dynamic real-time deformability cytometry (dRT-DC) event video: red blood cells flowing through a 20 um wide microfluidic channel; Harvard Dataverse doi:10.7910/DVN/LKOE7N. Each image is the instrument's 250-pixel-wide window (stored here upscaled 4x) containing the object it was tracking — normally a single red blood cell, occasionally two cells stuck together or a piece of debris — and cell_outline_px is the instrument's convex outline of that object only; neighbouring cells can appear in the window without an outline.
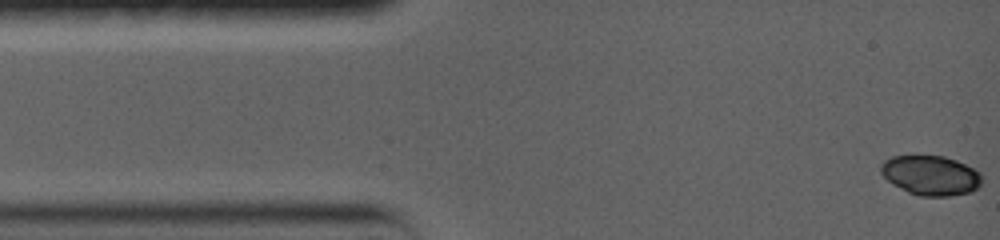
{"species": "common noctule bat (a hibernating species)", "species_latin": "Nyctalus noctula", "temperature_condition": "warm", "stored_images_in_passage": 52, "camera_frame_rate_fps": 5000, "um_per_image_px": 0.085, "animal": {"sex": "female", "body_mass_g": 19.0, "forearm_length_mm": 56.7}, "frame": {"image": 1, "passage_image": 1, "time_ms": 0.0, "image_size_px": [1000, 240], "cell_outline_px": [[980, 184], [976, 188], [968, 192], [952, 196], [920, 196], [908, 192], [892, 184], [880, 172], [880, 164], [884, 160], [892, 156], [944, 156], [956, 160], [980, 172]], "centroid_in_image_um": [79.07, 14.9], "position_along_channel_um": 5.9, "area_um2": 23.18}}
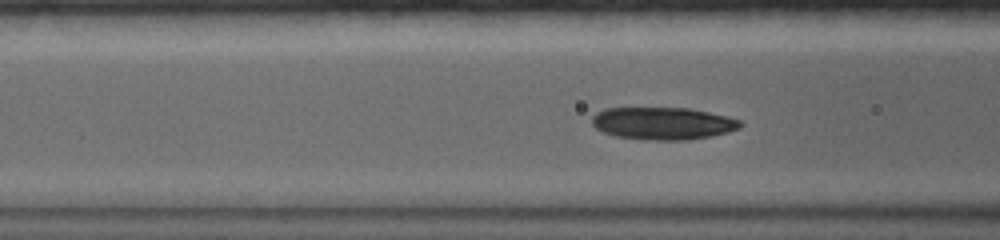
{"frame": {"image": 2, "passage_image": 22, "time_ms": 5.2, "image_size_px": [1000, 240], "cell_outline_px": [[744, 124], [740, 128], [728, 132], [712, 136], [688, 140], [652, 140], [616, 136], [604, 132], [596, 128], [592, 124], [592, 116], [596, 112], [604, 108], [688, 108], [728, 116], [740, 120]], "centroid_in_image_um": [56.37, 10.48], "position_along_channel_um": 110.2, "area_um2": 28.09}}
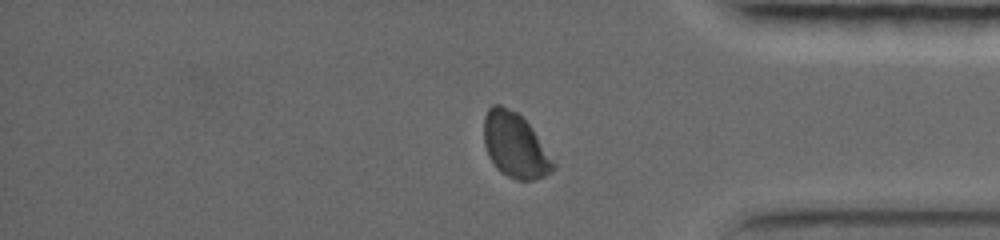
{"frame": {"image": 3, "passage_image": 45, "time_ms": 13.4, "image_size_px": [1000, 240], "cell_outline_px": [[556, 168], [552, 172], [544, 176], [532, 180], [516, 180], [500, 172], [496, 168], [488, 156], [484, 144], [484, 116], [488, 108], [492, 104], [500, 104], [516, 112], [532, 128], [556, 164]], "centroid_in_image_um": [43.77, 12.37], "position_along_channel_um": 391.4, "area_um2": 26.18}, "authors_computed_cell_mechanics": {"area_um2": 27.2527, "velocity_mm_per_s": 3.5825, "shape_relaxation_time_tau1_ms": 2.3943, "shape_relaxation_time_tau2_ms": 4.8864, "deformation_change_tau1": 0.0931, "deformation_change_tau2": 0.0706}}